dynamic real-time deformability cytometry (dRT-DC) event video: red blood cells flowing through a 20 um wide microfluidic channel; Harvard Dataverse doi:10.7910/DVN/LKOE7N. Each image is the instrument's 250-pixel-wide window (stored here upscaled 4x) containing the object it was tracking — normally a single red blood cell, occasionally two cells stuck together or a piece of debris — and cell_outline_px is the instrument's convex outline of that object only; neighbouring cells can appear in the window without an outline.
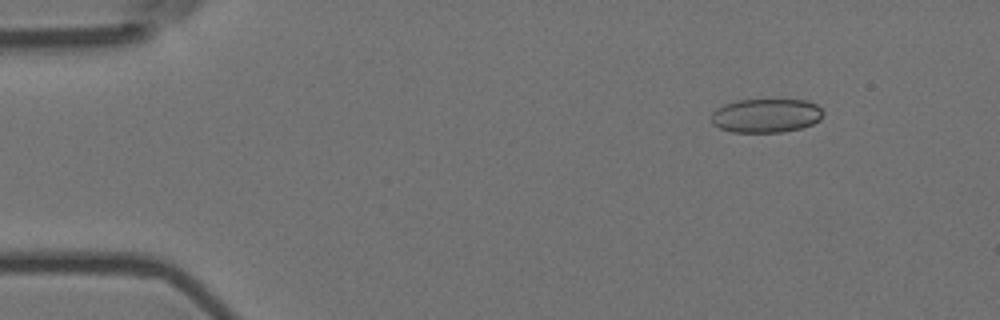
{"species": "Egyptian fruit bat (a non-hibernating species)", "species_latin": "Rousettus aegyptiacus", "temperature_condition": "room temperature", "stored_images_in_passage": 5, "camera_frame_rate_fps": 3000, "um_per_image_px": 0.085, "animal": {"sex": "female"}, "frame": {"image": 1, "passage_image": 2, "time_ms": 0.333, "image_size_px": [1000, 320], "cell_outline_px": [[824, 112], [820, 120], [812, 124], [800, 128], [780, 132], [732, 132], [720, 128], [712, 124], [708, 120], [712, 112], [716, 108], [724, 104], [740, 100], [808, 100], [816, 104]], "centroid_in_image_um": [65.08, 9.82], "position_along_channel_um": 19.9, "area_um2": 22.25}}
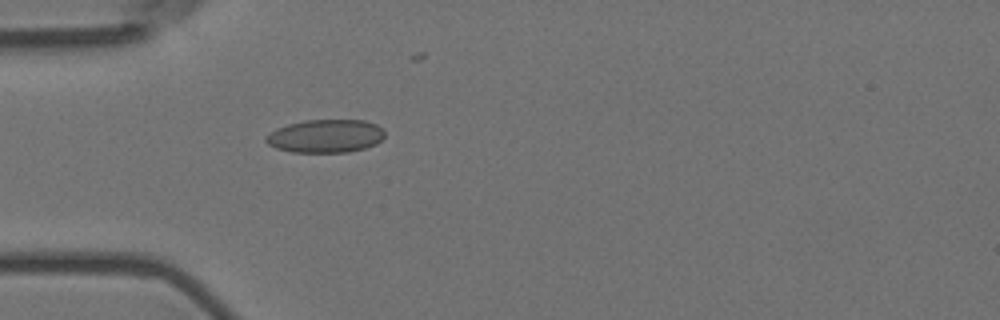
{"frame": {"image": 2, "passage_image": 5, "time_ms": 1.333, "image_size_px": [1000, 320], "cell_outline_px": [[384, 136], [376, 144], [364, 148], [348, 152], [292, 152], [276, 148], [268, 144], [264, 140], [264, 136], [276, 128], [288, 124], [304, 120], [364, 120], [376, 124], [384, 128]], "centroid_in_image_um": [27.66, 11.56], "position_along_channel_um": 57.3, "area_um2": 23.12}}